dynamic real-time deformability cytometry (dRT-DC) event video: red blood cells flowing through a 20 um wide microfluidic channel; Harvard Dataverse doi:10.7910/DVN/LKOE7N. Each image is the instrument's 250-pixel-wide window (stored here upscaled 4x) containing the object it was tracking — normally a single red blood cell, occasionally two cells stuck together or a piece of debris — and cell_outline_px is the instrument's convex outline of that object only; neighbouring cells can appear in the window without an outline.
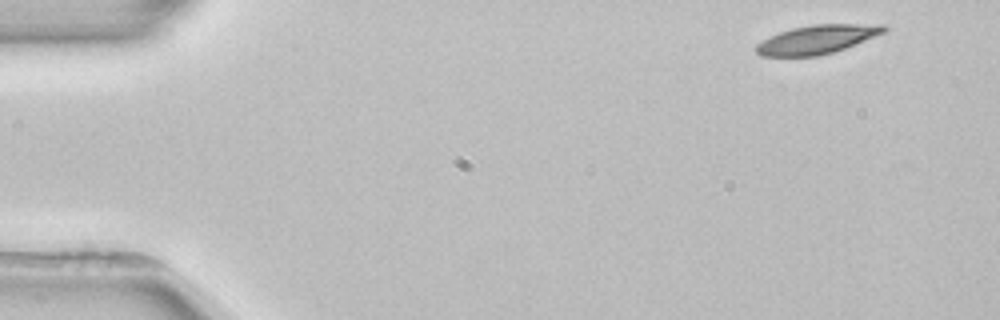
{"species": "common noctule bat (a hibernating species)", "species_latin": "Nyctalus noctula", "temperature_condition": "room temperature", "stored_images_in_passage": 3, "camera_frame_rate_fps": 3000, "um_per_image_px": 0.085, "animal": {"sex": "female", "body_mass_g": 22.7, "forearm_length_mm": 54.2}, "frame": {"image": 1, "passage_image": 1, "time_ms": 0.0, "image_size_px": [1000, 320], "cell_outline_px": [[888, 28], [884, 32], [844, 48], [832, 52], [816, 56], [760, 56], [756, 52], [756, 44], [768, 36], [792, 28], [816, 24], [884, 24]], "centroid_in_image_um": [69.41, 3.34], "position_along_channel_um": 15.6, "area_um2": 21.15}}
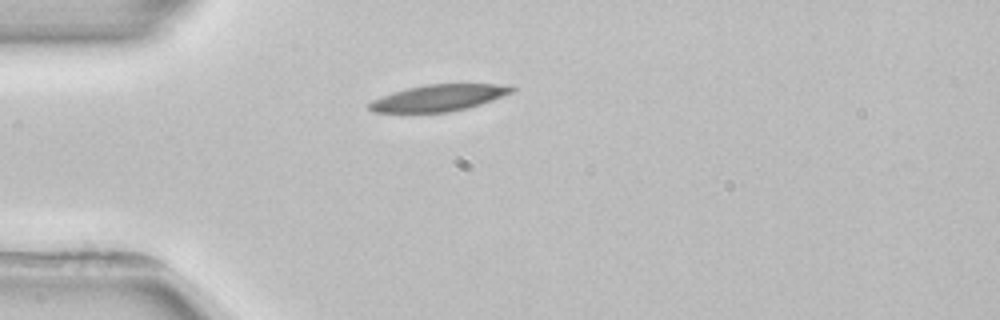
{"frame": {"image": 2, "passage_image": 3, "time_ms": 3.333, "image_size_px": [1000, 320], "cell_outline_px": [[516, 88], [512, 92], [492, 100], [480, 104], [448, 112], [372, 112], [368, 108], [368, 104], [372, 100], [392, 92], [424, 84], [512, 84]], "centroid_in_image_um": [37.3, 8.3], "position_along_channel_um": 47.7, "area_um2": 21.91}}